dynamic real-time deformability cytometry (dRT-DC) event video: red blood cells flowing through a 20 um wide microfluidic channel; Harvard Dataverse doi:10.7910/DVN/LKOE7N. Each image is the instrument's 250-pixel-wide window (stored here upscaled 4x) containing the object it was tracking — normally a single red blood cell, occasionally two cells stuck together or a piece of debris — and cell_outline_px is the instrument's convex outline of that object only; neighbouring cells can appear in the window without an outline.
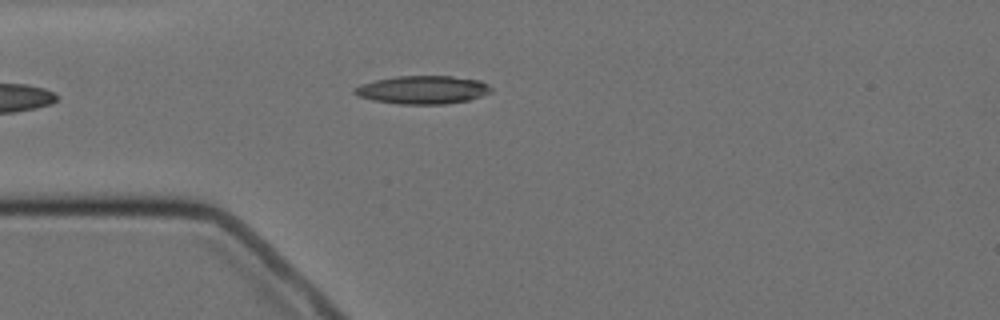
{"species": "Egyptian fruit bat (a non-hibernating species)", "species_latin": "Rousettus aegyptiacus", "temperature_condition": "cold", "stored_images_in_passage": 2, "camera_frame_rate_fps": 3000, "um_per_image_px": 0.085, "animal": {"sex": "female"}, "frame": {"image": 1, "passage_image": 1, "time_ms": 0.0, "image_size_px": [1000, 320], "cell_outline_px": [[492, 92], [468, 100], [444, 104], [400, 104], [372, 100], [356, 96], [352, 92], [352, 88], [360, 84], [376, 80], [396, 76], [452, 76], [480, 80], [488, 84], [492, 88]], "centroid_in_image_um": [35.9, 7.63], "position_along_channel_um": 49.1, "area_um2": 22.6}}